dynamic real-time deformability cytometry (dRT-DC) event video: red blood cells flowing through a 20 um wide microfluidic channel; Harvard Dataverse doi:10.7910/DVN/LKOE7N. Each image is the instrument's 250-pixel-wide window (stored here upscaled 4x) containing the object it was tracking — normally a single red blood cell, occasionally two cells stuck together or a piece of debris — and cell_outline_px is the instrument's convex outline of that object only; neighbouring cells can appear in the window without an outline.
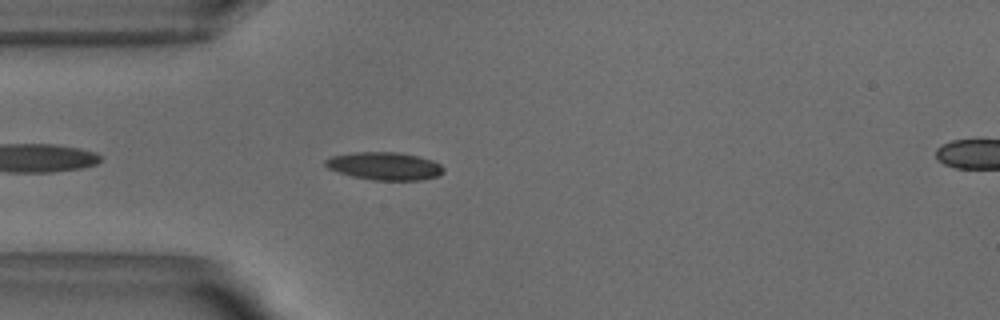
{"species": "common noctule bat (a hibernating species)", "species_latin": "Nyctalus noctula", "temperature_condition": "warm", "stored_images_in_passage": 42, "camera_frame_rate_fps": 3000, "um_per_image_px": 0.085, "animal": {"sex": "male", "body_mass_g": 18.8}, "frame": {"image": 1, "passage_image": 4, "time_ms": 1.0, "image_size_px": [1000, 320], "cell_outline_px": [[444, 172], [436, 176], [420, 180], [372, 180], [352, 176], [328, 168], [324, 164], [324, 160], [332, 156], [352, 152], [400, 152], [420, 156], [432, 160], [440, 164], [444, 168]], "centroid_in_image_um": [32.7, 14.1], "position_along_channel_um": 52.3, "area_um2": 19.19}}
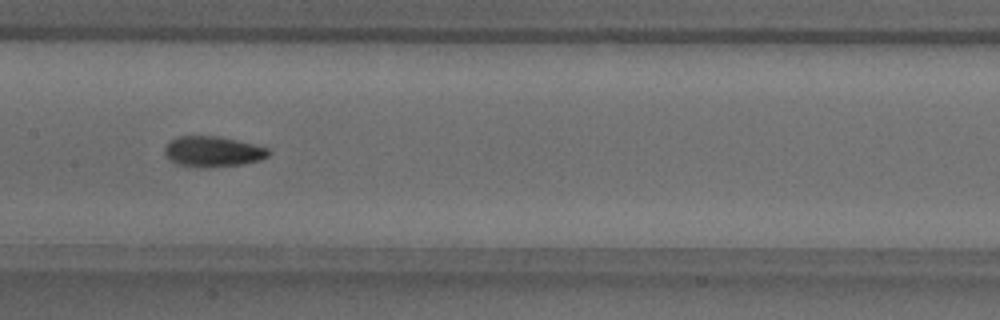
{"frame": {"image": 2, "passage_image": 15, "time_ms": 4.667, "image_size_px": [1000, 320], "cell_outline_px": [[272, 152], [268, 156], [260, 160], [244, 164], [204, 168], [176, 164], [164, 156], [164, 148], [168, 140], [176, 136], [220, 136], [268, 148]], "centroid_in_image_um": [18.05, 12.88], "position_along_channel_um": 189.4, "area_um2": 18.79}}
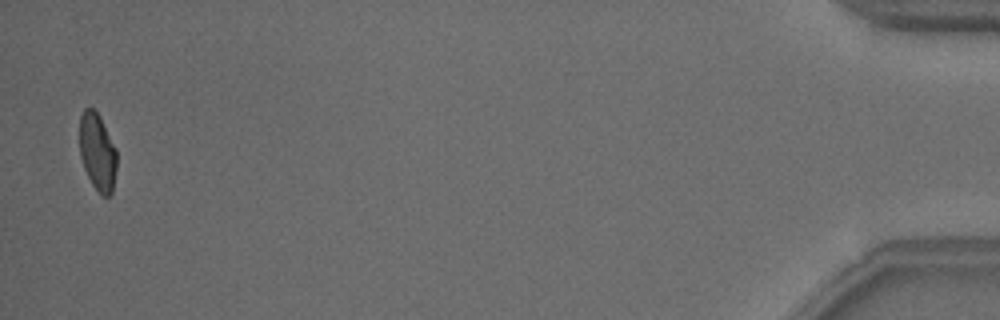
{"frame": {"image": 3, "passage_image": 41, "time_ms": 13.333, "image_size_px": [1000, 320], "cell_outline_px": [[116, 168], [112, 192], [108, 196], [100, 196], [92, 184], [84, 168], [80, 156], [80, 116], [84, 108], [92, 108], [100, 116], [116, 148]], "centroid_in_image_um": [8.28, 12.92], "position_along_channel_um": 426.9, "area_um2": 16.76}, "authors_computed_cell_mechanics": {"area_um2": 18.1203, "velocity_mm_per_s": 3.8427, "shape_relaxation_time_tau1_ms": 5.4013, "shape_relaxation_time_tau2_ms": 2.3391, "deformation_change_tau1": 0.1507, "deformation_change_tau2": 0.0776}}